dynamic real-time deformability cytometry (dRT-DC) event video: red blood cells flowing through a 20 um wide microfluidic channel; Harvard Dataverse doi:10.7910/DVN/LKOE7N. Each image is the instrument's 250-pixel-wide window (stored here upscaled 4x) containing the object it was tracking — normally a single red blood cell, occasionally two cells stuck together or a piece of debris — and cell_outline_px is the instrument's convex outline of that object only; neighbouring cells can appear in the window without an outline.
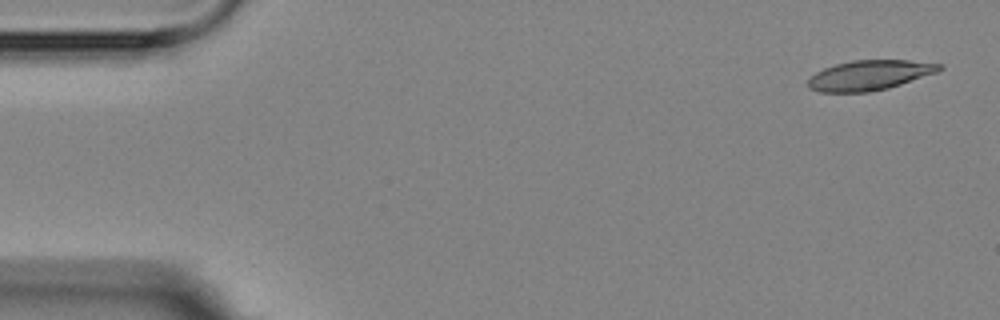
{"species": "Egyptian fruit bat (a non-hibernating species)", "species_latin": "Rousettus aegyptiacus", "temperature_condition": "room temperature", "stored_images_in_passage": 4, "camera_frame_rate_fps": 3000, "um_per_image_px": 0.085, "animal": {"sex": "female"}, "frame": {"image": 1, "passage_image": 1, "time_ms": 0.0, "image_size_px": [1000, 320], "cell_outline_px": [[944, 68], [936, 72], [888, 88], [868, 92], [820, 92], [808, 88], [808, 80], [816, 72], [824, 68], [836, 64], [852, 60], [908, 60], [944, 64]], "centroid_in_image_um": [73.9, 6.39], "position_along_channel_um": 11.1, "area_um2": 22.77}}